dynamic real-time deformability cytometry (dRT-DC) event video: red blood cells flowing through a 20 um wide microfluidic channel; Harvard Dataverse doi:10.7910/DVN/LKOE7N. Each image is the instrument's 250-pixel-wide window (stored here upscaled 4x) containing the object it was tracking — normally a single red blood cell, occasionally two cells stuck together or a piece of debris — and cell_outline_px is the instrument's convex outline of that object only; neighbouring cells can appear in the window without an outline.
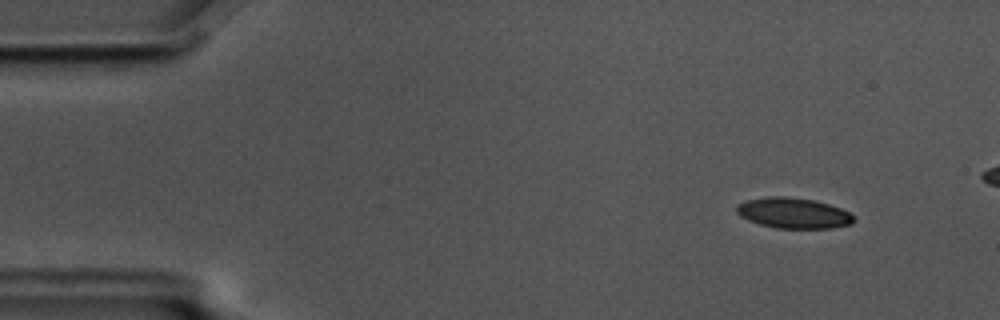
{"species": "common noctule bat (a hibernating species)", "species_latin": "Nyctalus noctula", "temperature_condition": "cold", "stored_images_in_passage": 5, "camera_frame_rate_fps": 3000, "um_per_image_px": 0.085, "animal": {"sex": "male", "body_mass_g": 17.5, "forearm_length_mm": 52.3}, "frame": {"image": 1, "passage_image": 2, "time_ms": 0.333, "image_size_px": [1000, 320], "cell_outline_px": [[856, 220], [852, 224], [832, 228], [776, 228], [760, 224], [748, 220], [740, 216], [736, 212], [736, 204], [748, 200], [768, 196], [784, 196], [812, 200], [828, 204], [840, 208], [848, 212]], "centroid_in_image_um": [67.42, 18.11], "position_along_channel_um": 17.6, "area_um2": 20.81}}